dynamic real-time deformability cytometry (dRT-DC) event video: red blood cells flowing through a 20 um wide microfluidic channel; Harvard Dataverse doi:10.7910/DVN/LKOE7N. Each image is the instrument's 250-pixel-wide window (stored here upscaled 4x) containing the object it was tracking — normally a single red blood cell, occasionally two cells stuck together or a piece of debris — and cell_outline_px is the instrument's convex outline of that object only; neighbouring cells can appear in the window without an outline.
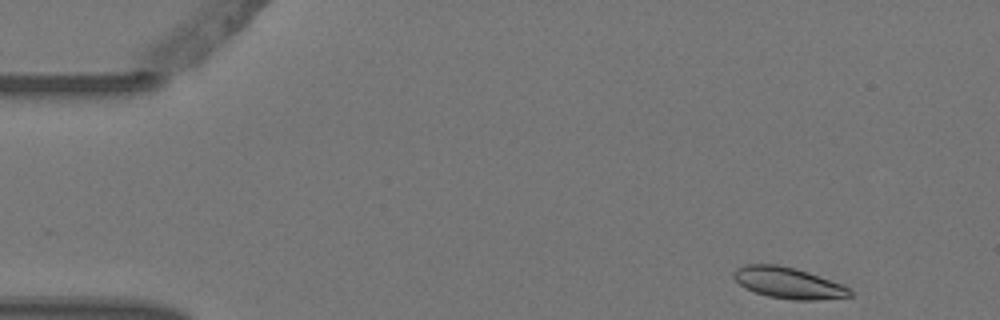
{"species": "Egyptian fruit bat (a non-hibernating species)", "species_latin": "Rousettus aegyptiacus", "temperature_condition": "warm", "stored_images_in_passage": 3, "camera_frame_rate_fps": 3000, "um_per_image_px": 0.085, "animal": {"sex": "female"}, "frame": {"image": 1, "passage_image": 1, "time_ms": 0.0, "image_size_px": [1000, 320], "cell_outline_px": [[852, 296], [816, 300], [792, 300], [768, 296], [744, 288], [732, 276], [732, 272], [736, 268], [744, 264], [776, 264], [796, 268], [808, 272], [840, 284], [848, 288], [852, 292]], "centroid_in_image_um": [66.95, 24.04], "position_along_channel_um": 18.0, "area_um2": 21.04}}